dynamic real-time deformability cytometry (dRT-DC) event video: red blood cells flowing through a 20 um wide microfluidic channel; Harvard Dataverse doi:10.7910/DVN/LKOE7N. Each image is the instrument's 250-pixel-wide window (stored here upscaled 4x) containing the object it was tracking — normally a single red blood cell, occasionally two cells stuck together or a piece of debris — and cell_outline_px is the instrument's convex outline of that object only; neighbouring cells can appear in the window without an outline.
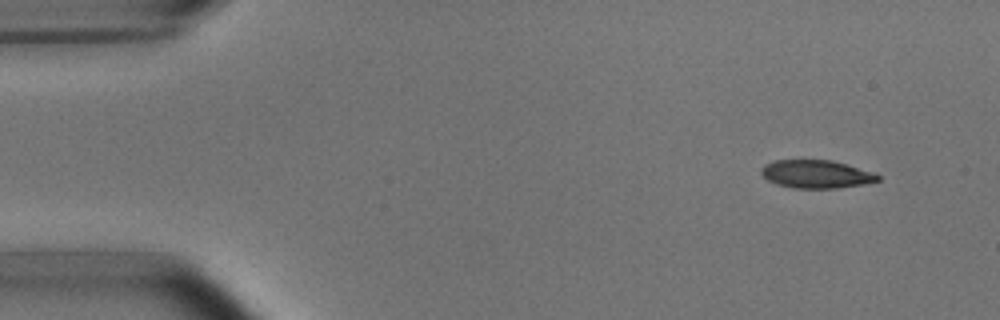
{"species": "common noctule bat (a hibernating species)", "species_latin": "Nyctalus noctula", "temperature_condition": "room temperature", "stored_images_in_passage": 4, "segment_of_instrument_passage": [1, 2], "camera_frame_rate_fps": 3000, "um_per_image_px": 0.085, "animal": {"sex": "male", "body_mass_g": 15.6}, "frame": {"image": 1, "passage_image": 1, "time_ms": 0.0, "image_size_px": [1000, 320], "cell_outline_px": [[880, 180], [864, 184], [836, 188], [792, 188], [776, 184], [768, 180], [760, 172], [760, 168], [764, 164], [772, 160], [832, 160], [876, 172], [880, 176]], "centroid_in_image_um": [69.38, 14.79], "position_along_channel_um": 15.6, "area_um2": 19.31}}